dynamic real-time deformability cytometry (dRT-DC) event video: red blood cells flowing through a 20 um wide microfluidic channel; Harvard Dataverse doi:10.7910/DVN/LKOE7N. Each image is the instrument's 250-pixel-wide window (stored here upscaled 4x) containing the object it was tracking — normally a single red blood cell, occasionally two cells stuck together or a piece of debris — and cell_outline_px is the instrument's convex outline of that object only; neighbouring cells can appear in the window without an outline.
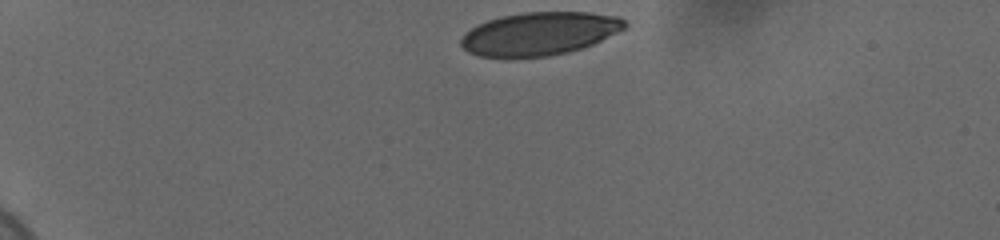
{"species": "human", "species_latin": "Homo sapiens", "temperature_condition": "cold", "stored_images_in_passage": 37, "camera_frame_rate_fps": 3000, "um_per_image_px": 0.085, "donor": {"sex": "female"}, "frame": {"image": 1, "passage_image": 1, "time_ms": 0.0, "image_size_px": [1000, 240], "cell_outline_px": [[628, 24], [624, 28], [592, 44], [568, 52], [548, 56], [516, 60], [504, 60], [480, 56], [468, 52], [460, 44], [460, 40], [464, 32], [488, 20], [504, 16], [524, 12], [588, 12], [616, 16], [624, 20]], "centroid_in_image_um": [45.78, 2.9], "position_along_channel_um": 39.2, "area_um2": 41.62}}
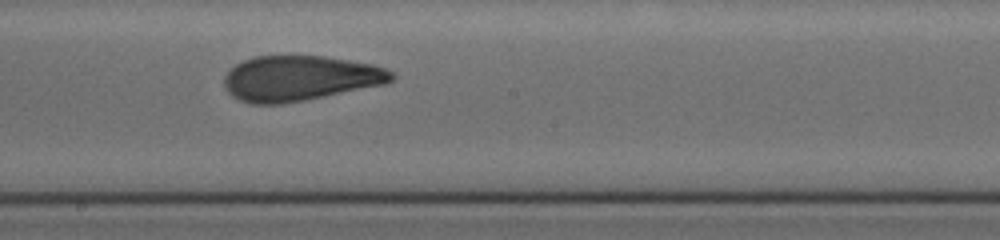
{"frame": {"image": 2, "passage_image": 22, "time_ms": 7.0, "image_size_px": [1000, 240], "cell_outline_px": [[396, 76], [392, 80], [384, 84], [304, 100], [280, 104], [252, 104], [240, 100], [232, 96], [228, 92], [224, 84], [224, 76], [236, 64], [244, 60], [256, 56], [324, 56], [372, 64], [384, 68], [392, 72]], "centroid_in_image_um": [25.47, 6.65], "position_along_channel_um": 222.7, "area_um2": 43.75}}
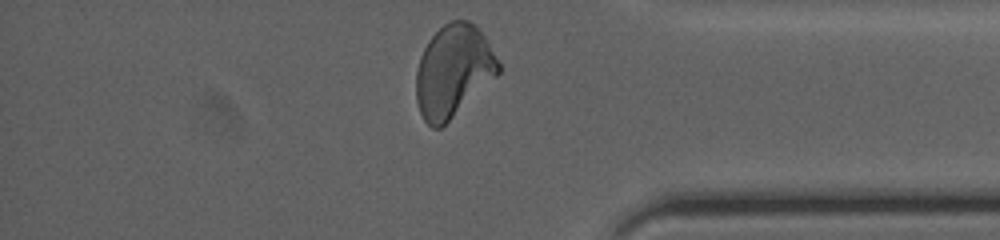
{"frame": {"image": 3, "passage_image": 37, "time_ms": 12.0, "image_size_px": [1000, 240], "cell_outline_px": [[500, 72], [496, 76], [440, 128], [432, 128], [424, 120], [420, 112], [416, 100], [416, 72], [420, 56], [428, 40], [444, 24], [452, 20], [468, 20], [476, 24], [484, 36], [500, 64]], "centroid_in_image_um": [38.51, 6.01], "position_along_channel_um": 396.7, "area_um2": 43.7}, "authors_computed_cell_mechanics": {"area_um2": 43.7546, "velocity_mm_per_s": 3.6755, "shape_relaxation_time_tau1_ms": 10.391, "shape_relaxation_time_tau2_ms": 1.2248, "deformation_change_tau1": 0.245, "deformation_change_tau2": 0.0899}}